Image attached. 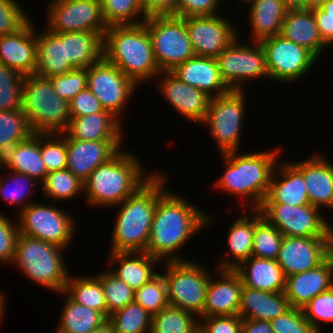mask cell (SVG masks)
Here are the masks:
<instances>
[{"label": "cell", "mask_w": 333, "mask_h": 333, "mask_svg": "<svg viewBox=\"0 0 333 333\" xmlns=\"http://www.w3.org/2000/svg\"><path fill=\"white\" fill-rule=\"evenodd\" d=\"M47 5L46 28L51 32L91 31L105 34L100 0H52ZM48 10V11H47Z\"/></svg>", "instance_id": "cell-16"}, {"label": "cell", "mask_w": 333, "mask_h": 333, "mask_svg": "<svg viewBox=\"0 0 333 333\" xmlns=\"http://www.w3.org/2000/svg\"><path fill=\"white\" fill-rule=\"evenodd\" d=\"M17 214L19 234L55 244L65 250L76 234L73 216L54 205L34 202Z\"/></svg>", "instance_id": "cell-11"}, {"label": "cell", "mask_w": 333, "mask_h": 333, "mask_svg": "<svg viewBox=\"0 0 333 333\" xmlns=\"http://www.w3.org/2000/svg\"><path fill=\"white\" fill-rule=\"evenodd\" d=\"M138 85L104 57L87 68V87L104 110L121 120Z\"/></svg>", "instance_id": "cell-15"}, {"label": "cell", "mask_w": 333, "mask_h": 333, "mask_svg": "<svg viewBox=\"0 0 333 333\" xmlns=\"http://www.w3.org/2000/svg\"><path fill=\"white\" fill-rule=\"evenodd\" d=\"M60 294L65 305L54 333H91L109 320L104 313L76 303L64 291Z\"/></svg>", "instance_id": "cell-37"}, {"label": "cell", "mask_w": 333, "mask_h": 333, "mask_svg": "<svg viewBox=\"0 0 333 333\" xmlns=\"http://www.w3.org/2000/svg\"><path fill=\"white\" fill-rule=\"evenodd\" d=\"M220 0H179L178 17L217 15ZM218 12V13H217Z\"/></svg>", "instance_id": "cell-56"}, {"label": "cell", "mask_w": 333, "mask_h": 333, "mask_svg": "<svg viewBox=\"0 0 333 333\" xmlns=\"http://www.w3.org/2000/svg\"><path fill=\"white\" fill-rule=\"evenodd\" d=\"M100 281L106 299V316L134 302L135 292L110 270L94 274Z\"/></svg>", "instance_id": "cell-45"}, {"label": "cell", "mask_w": 333, "mask_h": 333, "mask_svg": "<svg viewBox=\"0 0 333 333\" xmlns=\"http://www.w3.org/2000/svg\"><path fill=\"white\" fill-rule=\"evenodd\" d=\"M313 14L323 42L333 46V16H327L320 8L313 9Z\"/></svg>", "instance_id": "cell-59"}, {"label": "cell", "mask_w": 333, "mask_h": 333, "mask_svg": "<svg viewBox=\"0 0 333 333\" xmlns=\"http://www.w3.org/2000/svg\"><path fill=\"white\" fill-rule=\"evenodd\" d=\"M91 333H115L112 323L108 320L101 327H97Z\"/></svg>", "instance_id": "cell-63"}, {"label": "cell", "mask_w": 333, "mask_h": 333, "mask_svg": "<svg viewBox=\"0 0 333 333\" xmlns=\"http://www.w3.org/2000/svg\"><path fill=\"white\" fill-rule=\"evenodd\" d=\"M241 328L242 318L239 315L212 316L199 319L198 333H241Z\"/></svg>", "instance_id": "cell-54"}, {"label": "cell", "mask_w": 333, "mask_h": 333, "mask_svg": "<svg viewBox=\"0 0 333 333\" xmlns=\"http://www.w3.org/2000/svg\"><path fill=\"white\" fill-rule=\"evenodd\" d=\"M22 111L34 133H64L70 117L69 102L59 97L49 78L24 76Z\"/></svg>", "instance_id": "cell-7"}, {"label": "cell", "mask_w": 333, "mask_h": 333, "mask_svg": "<svg viewBox=\"0 0 333 333\" xmlns=\"http://www.w3.org/2000/svg\"><path fill=\"white\" fill-rule=\"evenodd\" d=\"M288 10L306 9V0H284Z\"/></svg>", "instance_id": "cell-62"}, {"label": "cell", "mask_w": 333, "mask_h": 333, "mask_svg": "<svg viewBox=\"0 0 333 333\" xmlns=\"http://www.w3.org/2000/svg\"><path fill=\"white\" fill-rule=\"evenodd\" d=\"M158 88L172 108L186 120L202 124L208 113L211 97L179 80L171 72H161Z\"/></svg>", "instance_id": "cell-19"}, {"label": "cell", "mask_w": 333, "mask_h": 333, "mask_svg": "<svg viewBox=\"0 0 333 333\" xmlns=\"http://www.w3.org/2000/svg\"><path fill=\"white\" fill-rule=\"evenodd\" d=\"M279 162L278 160L263 203H283L294 206L309 205L310 201L303 179V161H281V164Z\"/></svg>", "instance_id": "cell-24"}, {"label": "cell", "mask_w": 333, "mask_h": 333, "mask_svg": "<svg viewBox=\"0 0 333 333\" xmlns=\"http://www.w3.org/2000/svg\"><path fill=\"white\" fill-rule=\"evenodd\" d=\"M179 80L216 97L230 91L223 81L216 58L193 56L170 71Z\"/></svg>", "instance_id": "cell-25"}, {"label": "cell", "mask_w": 333, "mask_h": 333, "mask_svg": "<svg viewBox=\"0 0 333 333\" xmlns=\"http://www.w3.org/2000/svg\"><path fill=\"white\" fill-rule=\"evenodd\" d=\"M100 2L102 17L107 26L137 25L147 19L142 0H100ZM139 16L142 17L141 21L138 19Z\"/></svg>", "instance_id": "cell-42"}, {"label": "cell", "mask_w": 333, "mask_h": 333, "mask_svg": "<svg viewBox=\"0 0 333 333\" xmlns=\"http://www.w3.org/2000/svg\"><path fill=\"white\" fill-rule=\"evenodd\" d=\"M16 0H0V37L15 33L29 20Z\"/></svg>", "instance_id": "cell-52"}, {"label": "cell", "mask_w": 333, "mask_h": 333, "mask_svg": "<svg viewBox=\"0 0 333 333\" xmlns=\"http://www.w3.org/2000/svg\"><path fill=\"white\" fill-rule=\"evenodd\" d=\"M266 60L269 79L272 81H298L307 75L318 59L311 51L280 34L260 41Z\"/></svg>", "instance_id": "cell-13"}, {"label": "cell", "mask_w": 333, "mask_h": 333, "mask_svg": "<svg viewBox=\"0 0 333 333\" xmlns=\"http://www.w3.org/2000/svg\"><path fill=\"white\" fill-rule=\"evenodd\" d=\"M140 162L134 153L121 149L99 165L83 182L87 203L100 208L116 207L134 194L155 173L145 174Z\"/></svg>", "instance_id": "cell-3"}, {"label": "cell", "mask_w": 333, "mask_h": 333, "mask_svg": "<svg viewBox=\"0 0 333 333\" xmlns=\"http://www.w3.org/2000/svg\"><path fill=\"white\" fill-rule=\"evenodd\" d=\"M24 76L0 62V85L23 84Z\"/></svg>", "instance_id": "cell-61"}, {"label": "cell", "mask_w": 333, "mask_h": 333, "mask_svg": "<svg viewBox=\"0 0 333 333\" xmlns=\"http://www.w3.org/2000/svg\"><path fill=\"white\" fill-rule=\"evenodd\" d=\"M324 156L303 160V179L310 205L333 211V163Z\"/></svg>", "instance_id": "cell-27"}, {"label": "cell", "mask_w": 333, "mask_h": 333, "mask_svg": "<svg viewBox=\"0 0 333 333\" xmlns=\"http://www.w3.org/2000/svg\"><path fill=\"white\" fill-rule=\"evenodd\" d=\"M38 34L36 31L37 56L35 75L52 78L75 69L66 58L65 33L51 32L45 28L41 34Z\"/></svg>", "instance_id": "cell-26"}, {"label": "cell", "mask_w": 333, "mask_h": 333, "mask_svg": "<svg viewBox=\"0 0 333 333\" xmlns=\"http://www.w3.org/2000/svg\"><path fill=\"white\" fill-rule=\"evenodd\" d=\"M29 20L15 33L0 37V62L18 71L23 76L36 70V29Z\"/></svg>", "instance_id": "cell-23"}, {"label": "cell", "mask_w": 333, "mask_h": 333, "mask_svg": "<svg viewBox=\"0 0 333 333\" xmlns=\"http://www.w3.org/2000/svg\"><path fill=\"white\" fill-rule=\"evenodd\" d=\"M0 167L2 171L6 168L33 177L42 183L48 171L41 158L40 134L33 133L29 138L10 148L0 158Z\"/></svg>", "instance_id": "cell-30"}, {"label": "cell", "mask_w": 333, "mask_h": 333, "mask_svg": "<svg viewBox=\"0 0 333 333\" xmlns=\"http://www.w3.org/2000/svg\"><path fill=\"white\" fill-rule=\"evenodd\" d=\"M332 252L330 237L284 236L276 261L288 277L317 267Z\"/></svg>", "instance_id": "cell-18"}, {"label": "cell", "mask_w": 333, "mask_h": 333, "mask_svg": "<svg viewBox=\"0 0 333 333\" xmlns=\"http://www.w3.org/2000/svg\"><path fill=\"white\" fill-rule=\"evenodd\" d=\"M19 235L18 224H13L3 213H0V262L12 264L16 240Z\"/></svg>", "instance_id": "cell-53"}, {"label": "cell", "mask_w": 333, "mask_h": 333, "mask_svg": "<svg viewBox=\"0 0 333 333\" xmlns=\"http://www.w3.org/2000/svg\"><path fill=\"white\" fill-rule=\"evenodd\" d=\"M22 109L0 111V158L14 145L33 134Z\"/></svg>", "instance_id": "cell-41"}, {"label": "cell", "mask_w": 333, "mask_h": 333, "mask_svg": "<svg viewBox=\"0 0 333 333\" xmlns=\"http://www.w3.org/2000/svg\"><path fill=\"white\" fill-rule=\"evenodd\" d=\"M2 291H0V322H2V320H3V315H4V313H5V310L6 309H4L5 308V295H4V293L2 294L1 293ZM1 325V324H0Z\"/></svg>", "instance_id": "cell-66"}, {"label": "cell", "mask_w": 333, "mask_h": 333, "mask_svg": "<svg viewBox=\"0 0 333 333\" xmlns=\"http://www.w3.org/2000/svg\"><path fill=\"white\" fill-rule=\"evenodd\" d=\"M234 270L241 276L243 286L272 293L285 290L286 275L274 259L251 256Z\"/></svg>", "instance_id": "cell-32"}, {"label": "cell", "mask_w": 333, "mask_h": 333, "mask_svg": "<svg viewBox=\"0 0 333 333\" xmlns=\"http://www.w3.org/2000/svg\"><path fill=\"white\" fill-rule=\"evenodd\" d=\"M320 9L325 12L327 16H333V0H328Z\"/></svg>", "instance_id": "cell-65"}, {"label": "cell", "mask_w": 333, "mask_h": 333, "mask_svg": "<svg viewBox=\"0 0 333 333\" xmlns=\"http://www.w3.org/2000/svg\"><path fill=\"white\" fill-rule=\"evenodd\" d=\"M40 152L48 173L67 168L66 135L64 133L40 134Z\"/></svg>", "instance_id": "cell-48"}, {"label": "cell", "mask_w": 333, "mask_h": 333, "mask_svg": "<svg viewBox=\"0 0 333 333\" xmlns=\"http://www.w3.org/2000/svg\"><path fill=\"white\" fill-rule=\"evenodd\" d=\"M9 172V182L6 178L4 180L0 176V197L1 199H4V201H8L11 205H20L18 210L21 211L31 203H34L32 200L31 202H29L28 199L26 200V196L28 198V195L32 193V187L34 188L37 184L39 185V182L35 178L28 175L12 171Z\"/></svg>", "instance_id": "cell-47"}, {"label": "cell", "mask_w": 333, "mask_h": 333, "mask_svg": "<svg viewBox=\"0 0 333 333\" xmlns=\"http://www.w3.org/2000/svg\"><path fill=\"white\" fill-rule=\"evenodd\" d=\"M164 175L158 172V201L145 252L163 262L186 261L188 259H182L176 252L214 220L199 207L172 193Z\"/></svg>", "instance_id": "cell-1"}, {"label": "cell", "mask_w": 333, "mask_h": 333, "mask_svg": "<svg viewBox=\"0 0 333 333\" xmlns=\"http://www.w3.org/2000/svg\"><path fill=\"white\" fill-rule=\"evenodd\" d=\"M103 57L137 85L161 73L146 25H111L103 36Z\"/></svg>", "instance_id": "cell-4"}, {"label": "cell", "mask_w": 333, "mask_h": 333, "mask_svg": "<svg viewBox=\"0 0 333 333\" xmlns=\"http://www.w3.org/2000/svg\"><path fill=\"white\" fill-rule=\"evenodd\" d=\"M329 235L331 239V243L333 245V225L329 224Z\"/></svg>", "instance_id": "cell-67"}, {"label": "cell", "mask_w": 333, "mask_h": 333, "mask_svg": "<svg viewBox=\"0 0 333 333\" xmlns=\"http://www.w3.org/2000/svg\"><path fill=\"white\" fill-rule=\"evenodd\" d=\"M49 79L59 97L70 102L79 92L87 88V69L75 68Z\"/></svg>", "instance_id": "cell-50"}, {"label": "cell", "mask_w": 333, "mask_h": 333, "mask_svg": "<svg viewBox=\"0 0 333 333\" xmlns=\"http://www.w3.org/2000/svg\"><path fill=\"white\" fill-rule=\"evenodd\" d=\"M217 271L220 280L214 279L211 272L202 318L239 315L240 294L243 286L241 276L234 269Z\"/></svg>", "instance_id": "cell-22"}, {"label": "cell", "mask_w": 333, "mask_h": 333, "mask_svg": "<svg viewBox=\"0 0 333 333\" xmlns=\"http://www.w3.org/2000/svg\"><path fill=\"white\" fill-rule=\"evenodd\" d=\"M163 276L170 306L181 308L202 318L210 272L194 261H165ZM204 266V267H203Z\"/></svg>", "instance_id": "cell-8"}, {"label": "cell", "mask_w": 333, "mask_h": 333, "mask_svg": "<svg viewBox=\"0 0 333 333\" xmlns=\"http://www.w3.org/2000/svg\"><path fill=\"white\" fill-rule=\"evenodd\" d=\"M221 15L185 17L195 55L216 58L238 36L237 29Z\"/></svg>", "instance_id": "cell-17"}, {"label": "cell", "mask_w": 333, "mask_h": 333, "mask_svg": "<svg viewBox=\"0 0 333 333\" xmlns=\"http://www.w3.org/2000/svg\"><path fill=\"white\" fill-rule=\"evenodd\" d=\"M103 36L91 31L65 33L66 58L75 68L91 67L103 58Z\"/></svg>", "instance_id": "cell-36"}, {"label": "cell", "mask_w": 333, "mask_h": 333, "mask_svg": "<svg viewBox=\"0 0 333 333\" xmlns=\"http://www.w3.org/2000/svg\"><path fill=\"white\" fill-rule=\"evenodd\" d=\"M238 40L239 37L216 57L220 75L230 90H244L250 79H269L261 43L252 41L255 45L249 46Z\"/></svg>", "instance_id": "cell-12"}, {"label": "cell", "mask_w": 333, "mask_h": 333, "mask_svg": "<svg viewBox=\"0 0 333 333\" xmlns=\"http://www.w3.org/2000/svg\"><path fill=\"white\" fill-rule=\"evenodd\" d=\"M70 274L64 292L76 303L100 311L106 315V299L101 281L95 276Z\"/></svg>", "instance_id": "cell-38"}, {"label": "cell", "mask_w": 333, "mask_h": 333, "mask_svg": "<svg viewBox=\"0 0 333 333\" xmlns=\"http://www.w3.org/2000/svg\"><path fill=\"white\" fill-rule=\"evenodd\" d=\"M258 210L283 236L330 237V222L316 206L262 203Z\"/></svg>", "instance_id": "cell-14"}, {"label": "cell", "mask_w": 333, "mask_h": 333, "mask_svg": "<svg viewBox=\"0 0 333 333\" xmlns=\"http://www.w3.org/2000/svg\"><path fill=\"white\" fill-rule=\"evenodd\" d=\"M282 233L254 209L253 251L251 256L276 260L283 241Z\"/></svg>", "instance_id": "cell-40"}, {"label": "cell", "mask_w": 333, "mask_h": 333, "mask_svg": "<svg viewBox=\"0 0 333 333\" xmlns=\"http://www.w3.org/2000/svg\"><path fill=\"white\" fill-rule=\"evenodd\" d=\"M122 121L111 112H97L69 120L64 134L75 140H123Z\"/></svg>", "instance_id": "cell-28"}, {"label": "cell", "mask_w": 333, "mask_h": 333, "mask_svg": "<svg viewBox=\"0 0 333 333\" xmlns=\"http://www.w3.org/2000/svg\"><path fill=\"white\" fill-rule=\"evenodd\" d=\"M280 35L311 51L317 58L328 49L323 42L313 9L288 10L284 17Z\"/></svg>", "instance_id": "cell-33"}, {"label": "cell", "mask_w": 333, "mask_h": 333, "mask_svg": "<svg viewBox=\"0 0 333 333\" xmlns=\"http://www.w3.org/2000/svg\"><path fill=\"white\" fill-rule=\"evenodd\" d=\"M245 97L247 96L244 90H230L210 99L208 113L202 126L207 125L205 128L208 127L220 154L239 151L246 112Z\"/></svg>", "instance_id": "cell-10"}, {"label": "cell", "mask_w": 333, "mask_h": 333, "mask_svg": "<svg viewBox=\"0 0 333 333\" xmlns=\"http://www.w3.org/2000/svg\"><path fill=\"white\" fill-rule=\"evenodd\" d=\"M290 308L284 292L272 293L242 286L239 306L242 319L271 321Z\"/></svg>", "instance_id": "cell-31"}, {"label": "cell", "mask_w": 333, "mask_h": 333, "mask_svg": "<svg viewBox=\"0 0 333 333\" xmlns=\"http://www.w3.org/2000/svg\"><path fill=\"white\" fill-rule=\"evenodd\" d=\"M280 148L246 154L239 151L221 154L225 170L214 184L215 188L240 196L244 202L243 209H259L267 196Z\"/></svg>", "instance_id": "cell-2"}, {"label": "cell", "mask_w": 333, "mask_h": 333, "mask_svg": "<svg viewBox=\"0 0 333 333\" xmlns=\"http://www.w3.org/2000/svg\"><path fill=\"white\" fill-rule=\"evenodd\" d=\"M40 184L44 196L53 199V203L57 200H70L84 193V183L67 168L49 172Z\"/></svg>", "instance_id": "cell-43"}, {"label": "cell", "mask_w": 333, "mask_h": 333, "mask_svg": "<svg viewBox=\"0 0 333 333\" xmlns=\"http://www.w3.org/2000/svg\"><path fill=\"white\" fill-rule=\"evenodd\" d=\"M122 141H83L66 136L67 169L84 182L99 165L121 150Z\"/></svg>", "instance_id": "cell-20"}, {"label": "cell", "mask_w": 333, "mask_h": 333, "mask_svg": "<svg viewBox=\"0 0 333 333\" xmlns=\"http://www.w3.org/2000/svg\"><path fill=\"white\" fill-rule=\"evenodd\" d=\"M134 302L139 304L151 316L169 306L167 284L163 274L158 273L134 294Z\"/></svg>", "instance_id": "cell-46"}, {"label": "cell", "mask_w": 333, "mask_h": 333, "mask_svg": "<svg viewBox=\"0 0 333 333\" xmlns=\"http://www.w3.org/2000/svg\"><path fill=\"white\" fill-rule=\"evenodd\" d=\"M241 333H273L270 321L242 319Z\"/></svg>", "instance_id": "cell-60"}, {"label": "cell", "mask_w": 333, "mask_h": 333, "mask_svg": "<svg viewBox=\"0 0 333 333\" xmlns=\"http://www.w3.org/2000/svg\"><path fill=\"white\" fill-rule=\"evenodd\" d=\"M199 318L181 308L168 306L152 316L150 333H198Z\"/></svg>", "instance_id": "cell-39"}, {"label": "cell", "mask_w": 333, "mask_h": 333, "mask_svg": "<svg viewBox=\"0 0 333 333\" xmlns=\"http://www.w3.org/2000/svg\"><path fill=\"white\" fill-rule=\"evenodd\" d=\"M23 84L0 85V111L22 109Z\"/></svg>", "instance_id": "cell-57"}, {"label": "cell", "mask_w": 333, "mask_h": 333, "mask_svg": "<svg viewBox=\"0 0 333 333\" xmlns=\"http://www.w3.org/2000/svg\"><path fill=\"white\" fill-rule=\"evenodd\" d=\"M302 310L315 331L321 333L320 322L333 323V286L315 296Z\"/></svg>", "instance_id": "cell-49"}, {"label": "cell", "mask_w": 333, "mask_h": 333, "mask_svg": "<svg viewBox=\"0 0 333 333\" xmlns=\"http://www.w3.org/2000/svg\"><path fill=\"white\" fill-rule=\"evenodd\" d=\"M179 0H142L146 17L151 16H177Z\"/></svg>", "instance_id": "cell-58"}, {"label": "cell", "mask_w": 333, "mask_h": 333, "mask_svg": "<svg viewBox=\"0 0 333 333\" xmlns=\"http://www.w3.org/2000/svg\"><path fill=\"white\" fill-rule=\"evenodd\" d=\"M109 255L108 268L114 266L110 271L134 292L158 274L154 268L158 262L161 264L147 252H110Z\"/></svg>", "instance_id": "cell-29"}, {"label": "cell", "mask_w": 333, "mask_h": 333, "mask_svg": "<svg viewBox=\"0 0 333 333\" xmlns=\"http://www.w3.org/2000/svg\"><path fill=\"white\" fill-rule=\"evenodd\" d=\"M115 333H150L152 316L139 304H127L109 315Z\"/></svg>", "instance_id": "cell-44"}, {"label": "cell", "mask_w": 333, "mask_h": 333, "mask_svg": "<svg viewBox=\"0 0 333 333\" xmlns=\"http://www.w3.org/2000/svg\"><path fill=\"white\" fill-rule=\"evenodd\" d=\"M242 217L235 219L229 228L227 245L231 258L222 257L216 269H236L243 261L251 257L254 235V209H244ZM228 258V259H227Z\"/></svg>", "instance_id": "cell-35"}, {"label": "cell", "mask_w": 333, "mask_h": 333, "mask_svg": "<svg viewBox=\"0 0 333 333\" xmlns=\"http://www.w3.org/2000/svg\"><path fill=\"white\" fill-rule=\"evenodd\" d=\"M64 249L55 244L19 234L12 265L16 264V267L28 279L39 286L53 290L54 293H60L65 290L69 277L68 266L62 257Z\"/></svg>", "instance_id": "cell-6"}, {"label": "cell", "mask_w": 333, "mask_h": 333, "mask_svg": "<svg viewBox=\"0 0 333 333\" xmlns=\"http://www.w3.org/2000/svg\"><path fill=\"white\" fill-rule=\"evenodd\" d=\"M143 23L150 35L155 60L161 72H170L195 56L184 17L151 16Z\"/></svg>", "instance_id": "cell-9"}, {"label": "cell", "mask_w": 333, "mask_h": 333, "mask_svg": "<svg viewBox=\"0 0 333 333\" xmlns=\"http://www.w3.org/2000/svg\"><path fill=\"white\" fill-rule=\"evenodd\" d=\"M158 201V172L119 205L109 252H145Z\"/></svg>", "instance_id": "cell-5"}, {"label": "cell", "mask_w": 333, "mask_h": 333, "mask_svg": "<svg viewBox=\"0 0 333 333\" xmlns=\"http://www.w3.org/2000/svg\"><path fill=\"white\" fill-rule=\"evenodd\" d=\"M333 286V252L317 267L286 277L284 294L291 307L303 309Z\"/></svg>", "instance_id": "cell-21"}, {"label": "cell", "mask_w": 333, "mask_h": 333, "mask_svg": "<svg viewBox=\"0 0 333 333\" xmlns=\"http://www.w3.org/2000/svg\"><path fill=\"white\" fill-rule=\"evenodd\" d=\"M243 4L250 7L248 17L253 42L280 34L288 11L284 0H244Z\"/></svg>", "instance_id": "cell-34"}, {"label": "cell", "mask_w": 333, "mask_h": 333, "mask_svg": "<svg viewBox=\"0 0 333 333\" xmlns=\"http://www.w3.org/2000/svg\"><path fill=\"white\" fill-rule=\"evenodd\" d=\"M328 0H306V9H315L320 8L323 4H325Z\"/></svg>", "instance_id": "cell-64"}, {"label": "cell", "mask_w": 333, "mask_h": 333, "mask_svg": "<svg viewBox=\"0 0 333 333\" xmlns=\"http://www.w3.org/2000/svg\"><path fill=\"white\" fill-rule=\"evenodd\" d=\"M70 106V117H82L85 115L94 114L97 112H109L103 109L100 101L87 87L85 90L79 92L69 102Z\"/></svg>", "instance_id": "cell-55"}, {"label": "cell", "mask_w": 333, "mask_h": 333, "mask_svg": "<svg viewBox=\"0 0 333 333\" xmlns=\"http://www.w3.org/2000/svg\"><path fill=\"white\" fill-rule=\"evenodd\" d=\"M270 324L273 333H317L300 308L291 307L283 315L272 319Z\"/></svg>", "instance_id": "cell-51"}]
</instances>
